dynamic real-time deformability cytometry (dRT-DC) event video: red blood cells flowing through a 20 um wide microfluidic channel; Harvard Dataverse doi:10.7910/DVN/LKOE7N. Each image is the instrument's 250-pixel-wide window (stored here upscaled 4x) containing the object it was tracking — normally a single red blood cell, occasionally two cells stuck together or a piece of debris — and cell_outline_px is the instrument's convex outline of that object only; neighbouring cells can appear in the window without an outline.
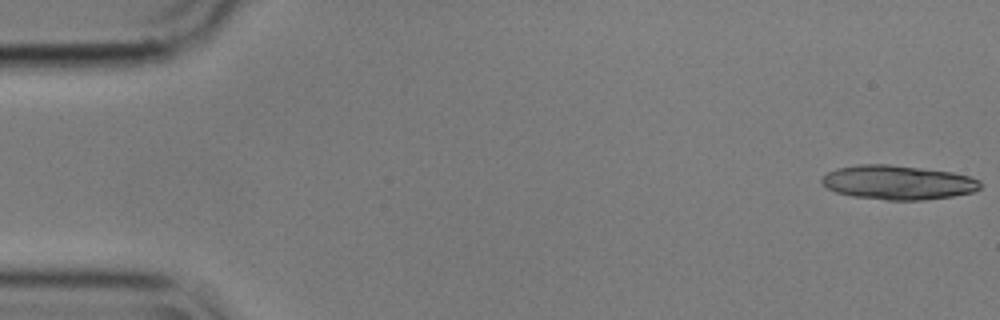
{"species": "common noctule bat (a hibernating species)", "species_latin": "Nyctalus noctula", "temperature_condition": "cold", "stored_images_in_passage": 9, "camera_frame_rate_fps": 3000, "um_per_image_px": 0.085, "animal": {"sex": "male", "body_mass_g": 17.9}, "frame": {"image": 1, "passage_image": 1, "time_ms": 0.0, "image_size_px": [1000, 320], "cell_outline_px": [[980, 188], [976, 192], [952, 196], [924, 200], [888, 200], [852, 196], [836, 192], [828, 188], [820, 180], [820, 176], [836, 168], [860, 164], [888, 164], [952, 172], [968, 176], [980, 180]], "centroid_in_image_um": [76.31, 15.51], "position_along_channel_um": 8.7, "area_um2": 31.67}}